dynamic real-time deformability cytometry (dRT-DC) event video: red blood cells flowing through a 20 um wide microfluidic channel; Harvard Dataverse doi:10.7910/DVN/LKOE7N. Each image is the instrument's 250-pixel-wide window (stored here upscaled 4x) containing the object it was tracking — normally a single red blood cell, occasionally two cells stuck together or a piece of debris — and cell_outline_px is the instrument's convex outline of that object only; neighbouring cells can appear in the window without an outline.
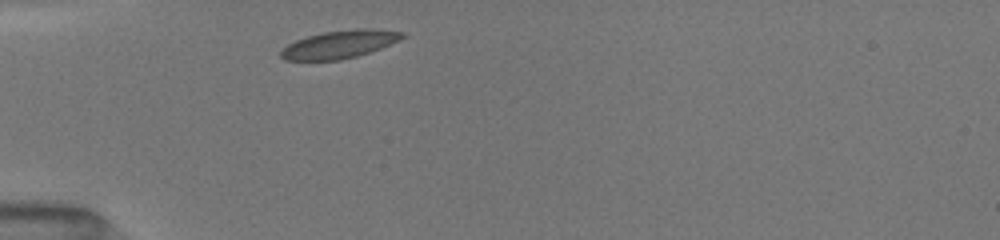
{"species": "common noctule bat (a hibernating species)", "species_latin": "Nyctalus noctula", "temperature_condition": "room temperature", "stored_images_in_passage": 1, "camera_frame_rate_fps": 3000, "um_per_image_px": 0.085, "animal": {"sex": "female", "body_mass_g": 19.5, "forearm_length_mm": 54.1}, "frame": {"image": 1, "passage_image": 1, "time_ms": 0.0, "image_size_px": [1000, 240], "cell_outline_px": [[404, 36], [400, 40], [380, 48], [356, 56], [340, 60], [284, 60], [280, 56], [280, 52], [288, 44], [296, 40], [308, 36], [324, 32], [356, 28], [376, 28], [404, 32]], "centroid_in_image_um": [28.88, 3.76], "position_along_channel_um": 56.1, "area_um2": 19.65}}